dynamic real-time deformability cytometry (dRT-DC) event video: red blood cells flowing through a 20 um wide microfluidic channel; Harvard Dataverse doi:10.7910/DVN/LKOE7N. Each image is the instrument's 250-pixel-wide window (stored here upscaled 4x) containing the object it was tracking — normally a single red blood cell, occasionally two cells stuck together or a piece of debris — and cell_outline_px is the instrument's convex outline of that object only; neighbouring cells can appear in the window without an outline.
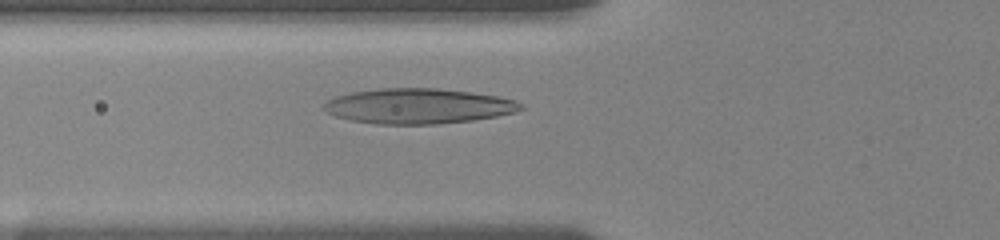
{"species": "human", "species_latin": "Homo sapiens", "temperature_condition": "room temperature", "stored_images_in_passage": 7, "camera_frame_rate_fps": 3000, "um_per_image_px": 0.085, "donor": {"sex": "female"}, "frame": {"image": 1, "passage_image": 4, "time_ms": 0.667, "image_size_px": [1000, 240], "cell_outline_px": [[524, 108], [512, 112], [496, 116], [472, 120], [436, 124], [376, 124], [352, 120], [336, 116], [328, 112], [324, 108], [324, 104], [328, 100], [336, 96], [352, 92], [380, 88], [436, 88], [472, 92], [496, 96], [516, 100]], "centroid_in_image_um": [35.54, 9.01], "position_along_channel_um": 90.3, "area_um2": 40.06}}